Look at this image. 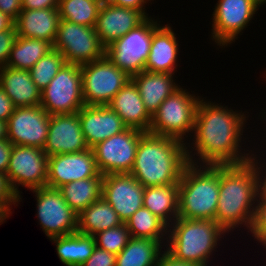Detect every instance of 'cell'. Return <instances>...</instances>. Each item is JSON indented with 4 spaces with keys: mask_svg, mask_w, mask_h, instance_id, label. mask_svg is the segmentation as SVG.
I'll use <instances>...</instances> for the list:
<instances>
[{
    "mask_svg": "<svg viewBox=\"0 0 266 266\" xmlns=\"http://www.w3.org/2000/svg\"><path fill=\"white\" fill-rule=\"evenodd\" d=\"M203 96L196 109L192 137L186 143L188 163L241 165L249 162L253 155V147L250 149L248 146L253 138L249 140L245 134L252 120L249 112L239 110L237 106L235 110L224 103L222 105L220 100L217 103Z\"/></svg>",
    "mask_w": 266,
    "mask_h": 266,
    "instance_id": "6da1fadb",
    "label": "cell"
},
{
    "mask_svg": "<svg viewBox=\"0 0 266 266\" xmlns=\"http://www.w3.org/2000/svg\"><path fill=\"white\" fill-rule=\"evenodd\" d=\"M257 198L258 179L250 161L241 165H219V198L215 221L228 234L234 231L237 234L242 228L248 234Z\"/></svg>",
    "mask_w": 266,
    "mask_h": 266,
    "instance_id": "7a4b0ae2",
    "label": "cell"
},
{
    "mask_svg": "<svg viewBox=\"0 0 266 266\" xmlns=\"http://www.w3.org/2000/svg\"><path fill=\"white\" fill-rule=\"evenodd\" d=\"M188 164L186 144L146 132L138 143L131 174L144 188L179 184Z\"/></svg>",
    "mask_w": 266,
    "mask_h": 266,
    "instance_id": "3957f363",
    "label": "cell"
},
{
    "mask_svg": "<svg viewBox=\"0 0 266 266\" xmlns=\"http://www.w3.org/2000/svg\"><path fill=\"white\" fill-rule=\"evenodd\" d=\"M227 235L215 220L178 217L168 226L165 250L178 260L210 266Z\"/></svg>",
    "mask_w": 266,
    "mask_h": 266,
    "instance_id": "277c9868",
    "label": "cell"
},
{
    "mask_svg": "<svg viewBox=\"0 0 266 266\" xmlns=\"http://www.w3.org/2000/svg\"><path fill=\"white\" fill-rule=\"evenodd\" d=\"M218 198L219 165L188 163L178 184V217L215 220Z\"/></svg>",
    "mask_w": 266,
    "mask_h": 266,
    "instance_id": "5b68a950",
    "label": "cell"
},
{
    "mask_svg": "<svg viewBox=\"0 0 266 266\" xmlns=\"http://www.w3.org/2000/svg\"><path fill=\"white\" fill-rule=\"evenodd\" d=\"M201 98V94L181 84L152 116L148 133L174 138L186 144L192 137L196 109Z\"/></svg>",
    "mask_w": 266,
    "mask_h": 266,
    "instance_id": "8992f818",
    "label": "cell"
},
{
    "mask_svg": "<svg viewBox=\"0 0 266 266\" xmlns=\"http://www.w3.org/2000/svg\"><path fill=\"white\" fill-rule=\"evenodd\" d=\"M210 20V43L216 49H227L233 45L250 26L262 6L255 0H216ZM212 40V41H211ZM219 46V47H218Z\"/></svg>",
    "mask_w": 266,
    "mask_h": 266,
    "instance_id": "52a82bcc",
    "label": "cell"
},
{
    "mask_svg": "<svg viewBox=\"0 0 266 266\" xmlns=\"http://www.w3.org/2000/svg\"><path fill=\"white\" fill-rule=\"evenodd\" d=\"M152 16L137 28L115 40L105 50L109 60L130 77L144 71L152 34L163 23L158 15L157 18Z\"/></svg>",
    "mask_w": 266,
    "mask_h": 266,
    "instance_id": "ba28073f",
    "label": "cell"
},
{
    "mask_svg": "<svg viewBox=\"0 0 266 266\" xmlns=\"http://www.w3.org/2000/svg\"><path fill=\"white\" fill-rule=\"evenodd\" d=\"M84 105H108L112 98L131 79L105 55L100 60L81 65Z\"/></svg>",
    "mask_w": 266,
    "mask_h": 266,
    "instance_id": "9c48e42d",
    "label": "cell"
},
{
    "mask_svg": "<svg viewBox=\"0 0 266 266\" xmlns=\"http://www.w3.org/2000/svg\"><path fill=\"white\" fill-rule=\"evenodd\" d=\"M40 106L49 114H72L84 106L81 65L65 63L41 91Z\"/></svg>",
    "mask_w": 266,
    "mask_h": 266,
    "instance_id": "30bf717a",
    "label": "cell"
},
{
    "mask_svg": "<svg viewBox=\"0 0 266 266\" xmlns=\"http://www.w3.org/2000/svg\"><path fill=\"white\" fill-rule=\"evenodd\" d=\"M36 200V218L47 239L77 232L78 214L64 200L61 191L48 186L30 190Z\"/></svg>",
    "mask_w": 266,
    "mask_h": 266,
    "instance_id": "8fae6325",
    "label": "cell"
},
{
    "mask_svg": "<svg viewBox=\"0 0 266 266\" xmlns=\"http://www.w3.org/2000/svg\"><path fill=\"white\" fill-rule=\"evenodd\" d=\"M53 49L59 51L66 63L85 64L100 60L106 48L101 44L95 27L60 19Z\"/></svg>",
    "mask_w": 266,
    "mask_h": 266,
    "instance_id": "7c38bea8",
    "label": "cell"
},
{
    "mask_svg": "<svg viewBox=\"0 0 266 266\" xmlns=\"http://www.w3.org/2000/svg\"><path fill=\"white\" fill-rule=\"evenodd\" d=\"M146 132L127 127L124 131L96 144L91 149L100 173H130L140 138Z\"/></svg>",
    "mask_w": 266,
    "mask_h": 266,
    "instance_id": "4fadbf2b",
    "label": "cell"
},
{
    "mask_svg": "<svg viewBox=\"0 0 266 266\" xmlns=\"http://www.w3.org/2000/svg\"><path fill=\"white\" fill-rule=\"evenodd\" d=\"M47 168L48 156L43 149L13 145L6 175L20 202L23 197L19 187L33 190L46 186Z\"/></svg>",
    "mask_w": 266,
    "mask_h": 266,
    "instance_id": "5bb4252c",
    "label": "cell"
},
{
    "mask_svg": "<svg viewBox=\"0 0 266 266\" xmlns=\"http://www.w3.org/2000/svg\"><path fill=\"white\" fill-rule=\"evenodd\" d=\"M50 117L41 106L15 108L7 121V139L12 145L43 149L48 136Z\"/></svg>",
    "mask_w": 266,
    "mask_h": 266,
    "instance_id": "9a60e30c",
    "label": "cell"
},
{
    "mask_svg": "<svg viewBox=\"0 0 266 266\" xmlns=\"http://www.w3.org/2000/svg\"><path fill=\"white\" fill-rule=\"evenodd\" d=\"M91 177H103L91 148L82 152L48 157V187L59 189L67 183Z\"/></svg>",
    "mask_w": 266,
    "mask_h": 266,
    "instance_id": "2e32d148",
    "label": "cell"
},
{
    "mask_svg": "<svg viewBox=\"0 0 266 266\" xmlns=\"http://www.w3.org/2000/svg\"><path fill=\"white\" fill-rule=\"evenodd\" d=\"M144 186L129 173L107 174L102 180L101 196L125 223L143 207Z\"/></svg>",
    "mask_w": 266,
    "mask_h": 266,
    "instance_id": "e0dca14e",
    "label": "cell"
},
{
    "mask_svg": "<svg viewBox=\"0 0 266 266\" xmlns=\"http://www.w3.org/2000/svg\"><path fill=\"white\" fill-rule=\"evenodd\" d=\"M87 149L89 147L82 133L77 112L51 115L48 136L43 147V151L48 157L82 152Z\"/></svg>",
    "mask_w": 266,
    "mask_h": 266,
    "instance_id": "ac0fdd59",
    "label": "cell"
},
{
    "mask_svg": "<svg viewBox=\"0 0 266 266\" xmlns=\"http://www.w3.org/2000/svg\"><path fill=\"white\" fill-rule=\"evenodd\" d=\"M146 19L140 11L106 3L100 7L95 31L101 44L107 48Z\"/></svg>",
    "mask_w": 266,
    "mask_h": 266,
    "instance_id": "d6986e66",
    "label": "cell"
},
{
    "mask_svg": "<svg viewBox=\"0 0 266 266\" xmlns=\"http://www.w3.org/2000/svg\"><path fill=\"white\" fill-rule=\"evenodd\" d=\"M77 113L82 133L89 148L127 128L121 117L108 105H84Z\"/></svg>",
    "mask_w": 266,
    "mask_h": 266,
    "instance_id": "ffe728a7",
    "label": "cell"
},
{
    "mask_svg": "<svg viewBox=\"0 0 266 266\" xmlns=\"http://www.w3.org/2000/svg\"><path fill=\"white\" fill-rule=\"evenodd\" d=\"M173 26L161 24L152 34L151 46L144 70L176 75L180 57L179 37Z\"/></svg>",
    "mask_w": 266,
    "mask_h": 266,
    "instance_id": "44dd1931",
    "label": "cell"
},
{
    "mask_svg": "<svg viewBox=\"0 0 266 266\" xmlns=\"http://www.w3.org/2000/svg\"><path fill=\"white\" fill-rule=\"evenodd\" d=\"M108 106L121 117L127 127L149 132L152 117L146 111L138 88L132 79L128 80Z\"/></svg>",
    "mask_w": 266,
    "mask_h": 266,
    "instance_id": "7402d4cb",
    "label": "cell"
},
{
    "mask_svg": "<svg viewBox=\"0 0 266 266\" xmlns=\"http://www.w3.org/2000/svg\"><path fill=\"white\" fill-rule=\"evenodd\" d=\"M60 22L58 8L22 9L14 21L17 36L55 42Z\"/></svg>",
    "mask_w": 266,
    "mask_h": 266,
    "instance_id": "603a6c76",
    "label": "cell"
},
{
    "mask_svg": "<svg viewBox=\"0 0 266 266\" xmlns=\"http://www.w3.org/2000/svg\"><path fill=\"white\" fill-rule=\"evenodd\" d=\"M174 77L177 76L146 70L131 76L151 117L157 112L161 103L181 86Z\"/></svg>",
    "mask_w": 266,
    "mask_h": 266,
    "instance_id": "cb8c5ba5",
    "label": "cell"
},
{
    "mask_svg": "<svg viewBox=\"0 0 266 266\" xmlns=\"http://www.w3.org/2000/svg\"><path fill=\"white\" fill-rule=\"evenodd\" d=\"M0 86L15 108L40 106L41 91L34 84L29 70L0 68Z\"/></svg>",
    "mask_w": 266,
    "mask_h": 266,
    "instance_id": "d4e9b609",
    "label": "cell"
},
{
    "mask_svg": "<svg viewBox=\"0 0 266 266\" xmlns=\"http://www.w3.org/2000/svg\"><path fill=\"white\" fill-rule=\"evenodd\" d=\"M167 240L131 237L116 255L115 266H156Z\"/></svg>",
    "mask_w": 266,
    "mask_h": 266,
    "instance_id": "484cf974",
    "label": "cell"
},
{
    "mask_svg": "<svg viewBox=\"0 0 266 266\" xmlns=\"http://www.w3.org/2000/svg\"><path fill=\"white\" fill-rule=\"evenodd\" d=\"M178 184L146 187L143 207L162 219L168 226L178 218Z\"/></svg>",
    "mask_w": 266,
    "mask_h": 266,
    "instance_id": "4316f807",
    "label": "cell"
},
{
    "mask_svg": "<svg viewBox=\"0 0 266 266\" xmlns=\"http://www.w3.org/2000/svg\"><path fill=\"white\" fill-rule=\"evenodd\" d=\"M123 224L112 206L101 196L78 214L77 232L94 236L106 229Z\"/></svg>",
    "mask_w": 266,
    "mask_h": 266,
    "instance_id": "83f0119b",
    "label": "cell"
},
{
    "mask_svg": "<svg viewBox=\"0 0 266 266\" xmlns=\"http://www.w3.org/2000/svg\"><path fill=\"white\" fill-rule=\"evenodd\" d=\"M55 244L56 254L65 266H80L92 254L96 247L94 236L75 232L49 239Z\"/></svg>",
    "mask_w": 266,
    "mask_h": 266,
    "instance_id": "f1b7e54d",
    "label": "cell"
},
{
    "mask_svg": "<svg viewBox=\"0 0 266 266\" xmlns=\"http://www.w3.org/2000/svg\"><path fill=\"white\" fill-rule=\"evenodd\" d=\"M103 177H91L76 180L59 188L64 200L80 214L89 205L101 197Z\"/></svg>",
    "mask_w": 266,
    "mask_h": 266,
    "instance_id": "f546056e",
    "label": "cell"
},
{
    "mask_svg": "<svg viewBox=\"0 0 266 266\" xmlns=\"http://www.w3.org/2000/svg\"><path fill=\"white\" fill-rule=\"evenodd\" d=\"M53 50V45L45 40L17 36L6 67L30 70L43 56Z\"/></svg>",
    "mask_w": 266,
    "mask_h": 266,
    "instance_id": "4dcf8cb0",
    "label": "cell"
},
{
    "mask_svg": "<svg viewBox=\"0 0 266 266\" xmlns=\"http://www.w3.org/2000/svg\"><path fill=\"white\" fill-rule=\"evenodd\" d=\"M125 224L133 238L167 240L168 225L145 207L139 208Z\"/></svg>",
    "mask_w": 266,
    "mask_h": 266,
    "instance_id": "1f68e13d",
    "label": "cell"
},
{
    "mask_svg": "<svg viewBox=\"0 0 266 266\" xmlns=\"http://www.w3.org/2000/svg\"><path fill=\"white\" fill-rule=\"evenodd\" d=\"M101 3L96 0H59L60 19L95 27Z\"/></svg>",
    "mask_w": 266,
    "mask_h": 266,
    "instance_id": "d6a6232c",
    "label": "cell"
},
{
    "mask_svg": "<svg viewBox=\"0 0 266 266\" xmlns=\"http://www.w3.org/2000/svg\"><path fill=\"white\" fill-rule=\"evenodd\" d=\"M65 63L63 55L54 49L40 58L29 70L37 88L44 90Z\"/></svg>",
    "mask_w": 266,
    "mask_h": 266,
    "instance_id": "836d02e7",
    "label": "cell"
},
{
    "mask_svg": "<svg viewBox=\"0 0 266 266\" xmlns=\"http://www.w3.org/2000/svg\"><path fill=\"white\" fill-rule=\"evenodd\" d=\"M131 238L125 223L94 235L95 244L108 252L120 253Z\"/></svg>",
    "mask_w": 266,
    "mask_h": 266,
    "instance_id": "e575fe53",
    "label": "cell"
},
{
    "mask_svg": "<svg viewBox=\"0 0 266 266\" xmlns=\"http://www.w3.org/2000/svg\"><path fill=\"white\" fill-rule=\"evenodd\" d=\"M247 235H251L259 247L266 242V201L257 200L252 227Z\"/></svg>",
    "mask_w": 266,
    "mask_h": 266,
    "instance_id": "d590c367",
    "label": "cell"
},
{
    "mask_svg": "<svg viewBox=\"0 0 266 266\" xmlns=\"http://www.w3.org/2000/svg\"><path fill=\"white\" fill-rule=\"evenodd\" d=\"M16 38L15 25L9 30L0 32V68L6 66Z\"/></svg>",
    "mask_w": 266,
    "mask_h": 266,
    "instance_id": "8d00e7d4",
    "label": "cell"
},
{
    "mask_svg": "<svg viewBox=\"0 0 266 266\" xmlns=\"http://www.w3.org/2000/svg\"><path fill=\"white\" fill-rule=\"evenodd\" d=\"M0 202L6 204L11 210L20 205V196L13 190L8 176L0 172ZM13 205V207H12Z\"/></svg>",
    "mask_w": 266,
    "mask_h": 266,
    "instance_id": "74e56055",
    "label": "cell"
},
{
    "mask_svg": "<svg viewBox=\"0 0 266 266\" xmlns=\"http://www.w3.org/2000/svg\"><path fill=\"white\" fill-rule=\"evenodd\" d=\"M116 254L95 247L93 254L80 266H115Z\"/></svg>",
    "mask_w": 266,
    "mask_h": 266,
    "instance_id": "f35d334b",
    "label": "cell"
},
{
    "mask_svg": "<svg viewBox=\"0 0 266 266\" xmlns=\"http://www.w3.org/2000/svg\"><path fill=\"white\" fill-rule=\"evenodd\" d=\"M250 162L256 169L258 179V198L257 200L266 201V161L257 155H252Z\"/></svg>",
    "mask_w": 266,
    "mask_h": 266,
    "instance_id": "ab89813d",
    "label": "cell"
},
{
    "mask_svg": "<svg viewBox=\"0 0 266 266\" xmlns=\"http://www.w3.org/2000/svg\"><path fill=\"white\" fill-rule=\"evenodd\" d=\"M109 3L118 7L131 8L140 11L146 18L152 17L149 15L150 13H147V9L150 4H154V0H110Z\"/></svg>",
    "mask_w": 266,
    "mask_h": 266,
    "instance_id": "60d3db41",
    "label": "cell"
},
{
    "mask_svg": "<svg viewBox=\"0 0 266 266\" xmlns=\"http://www.w3.org/2000/svg\"><path fill=\"white\" fill-rule=\"evenodd\" d=\"M15 106L12 100L5 93V90L0 86V120L7 122L13 114Z\"/></svg>",
    "mask_w": 266,
    "mask_h": 266,
    "instance_id": "b9f144b4",
    "label": "cell"
},
{
    "mask_svg": "<svg viewBox=\"0 0 266 266\" xmlns=\"http://www.w3.org/2000/svg\"><path fill=\"white\" fill-rule=\"evenodd\" d=\"M0 11L15 21L22 11V2L21 0H0Z\"/></svg>",
    "mask_w": 266,
    "mask_h": 266,
    "instance_id": "7bdbcfd3",
    "label": "cell"
},
{
    "mask_svg": "<svg viewBox=\"0 0 266 266\" xmlns=\"http://www.w3.org/2000/svg\"><path fill=\"white\" fill-rule=\"evenodd\" d=\"M13 145L8 139L0 140V172L6 174Z\"/></svg>",
    "mask_w": 266,
    "mask_h": 266,
    "instance_id": "ee69618b",
    "label": "cell"
},
{
    "mask_svg": "<svg viewBox=\"0 0 266 266\" xmlns=\"http://www.w3.org/2000/svg\"><path fill=\"white\" fill-rule=\"evenodd\" d=\"M22 9L58 8L59 0H21Z\"/></svg>",
    "mask_w": 266,
    "mask_h": 266,
    "instance_id": "f6af8a7d",
    "label": "cell"
},
{
    "mask_svg": "<svg viewBox=\"0 0 266 266\" xmlns=\"http://www.w3.org/2000/svg\"><path fill=\"white\" fill-rule=\"evenodd\" d=\"M156 266H200L197 263L181 261L170 255L165 249L160 255Z\"/></svg>",
    "mask_w": 266,
    "mask_h": 266,
    "instance_id": "bcb514c9",
    "label": "cell"
},
{
    "mask_svg": "<svg viewBox=\"0 0 266 266\" xmlns=\"http://www.w3.org/2000/svg\"><path fill=\"white\" fill-rule=\"evenodd\" d=\"M264 108L265 107H263V109L259 112V115H258V120L260 119H263V120H261L260 122H262V123H265L266 124V108H265V110H264ZM266 128H263V131L265 132V133H262V135L264 134V136L266 137V130H265ZM263 141H260V144H263V145H265V147H266V144L264 143V142H266V140L263 138L262 139ZM261 142H263V143H261ZM254 144H255V146H254ZM256 145H258L259 146V144H256V143H254L253 142V155H257L258 157H260V158H263V159H265L266 160V150H263L260 146L259 147H257V148H255L256 147ZM259 148H261V149H259ZM266 149V148H265ZM260 150H262V151H260ZM259 152V153H258ZM263 152H264V154H263ZM262 153V154H261ZM261 156H263V157H261ZM265 157V158H264Z\"/></svg>",
    "mask_w": 266,
    "mask_h": 266,
    "instance_id": "7dc6e473",
    "label": "cell"
},
{
    "mask_svg": "<svg viewBox=\"0 0 266 266\" xmlns=\"http://www.w3.org/2000/svg\"><path fill=\"white\" fill-rule=\"evenodd\" d=\"M14 26V20L0 11V32L9 30Z\"/></svg>",
    "mask_w": 266,
    "mask_h": 266,
    "instance_id": "c3c4849f",
    "label": "cell"
},
{
    "mask_svg": "<svg viewBox=\"0 0 266 266\" xmlns=\"http://www.w3.org/2000/svg\"><path fill=\"white\" fill-rule=\"evenodd\" d=\"M7 139V122L0 120V140Z\"/></svg>",
    "mask_w": 266,
    "mask_h": 266,
    "instance_id": "681fc988",
    "label": "cell"
},
{
    "mask_svg": "<svg viewBox=\"0 0 266 266\" xmlns=\"http://www.w3.org/2000/svg\"><path fill=\"white\" fill-rule=\"evenodd\" d=\"M258 4L262 6V8L266 5V0H255Z\"/></svg>",
    "mask_w": 266,
    "mask_h": 266,
    "instance_id": "f907efd6",
    "label": "cell"
},
{
    "mask_svg": "<svg viewBox=\"0 0 266 266\" xmlns=\"http://www.w3.org/2000/svg\"><path fill=\"white\" fill-rule=\"evenodd\" d=\"M96 1L100 2L101 4H106L110 2V0H96Z\"/></svg>",
    "mask_w": 266,
    "mask_h": 266,
    "instance_id": "816d5d0a",
    "label": "cell"
},
{
    "mask_svg": "<svg viewBox=\"0 0 266 266\" xmlns=\"http://www.w3.org/2000/svg\"><path fill=\"white\" fill-rule=\"evenodd\" d=\"M266 253V242L262 245ZM266 256V255H265Z\"/></svg>",
    "mask_w": 266,
    "mask_h": 266,
    "instance_id": "f5cc1de1",
    "label": "cell"
},
{
    "mask_svg": "<svg viewBox=\"0 0 266 266\" xmlns=\"http://www.w3.org/2000/svg\"><path fill=\"white\" fill-rule=\"evenodd\" d=\"M263 73H264L263 76L265 75L263 78H265V81H266V69Z\"/></svg>",
    "mask_w": 266,
    "mask_h": 266,
    "instance_id": "db71d44e",
    "label": "cell"
}]
</instances>
